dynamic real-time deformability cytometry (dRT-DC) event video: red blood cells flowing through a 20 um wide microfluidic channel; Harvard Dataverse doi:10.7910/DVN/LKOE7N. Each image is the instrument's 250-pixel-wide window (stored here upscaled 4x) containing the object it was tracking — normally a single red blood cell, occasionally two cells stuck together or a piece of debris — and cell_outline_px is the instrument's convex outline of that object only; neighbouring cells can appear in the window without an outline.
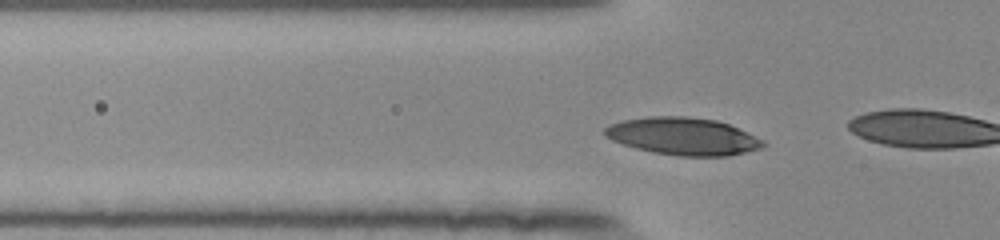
{"species": "human", "species_latin": "Homo sapiens", "temperature_condition": "room temperature", "stored_images_in_passage": 43, "camera_frame_rate_fps": 3000, "um_per_image_px": 0.085, "donor": {"sex": "female"}, "frame": {"image": 1, "passage_image": 14, "time_ms": 4.333, "image_size_px": [1000, 240], "cell_outline_px": [[768, 144], [760, 148], [728, 156], [676, 156], [652, 152], [636, 148], [612, 140], [604, 136], [604, 128], [608, 124], [624, 120], [648, 116], [684, 116], [716, 120], [728, 124], [764, 140]], "centroid_in_image_um": [58.04, 11.58], "position_along_channel_um": 67.8, "area_um2": 34.51}}
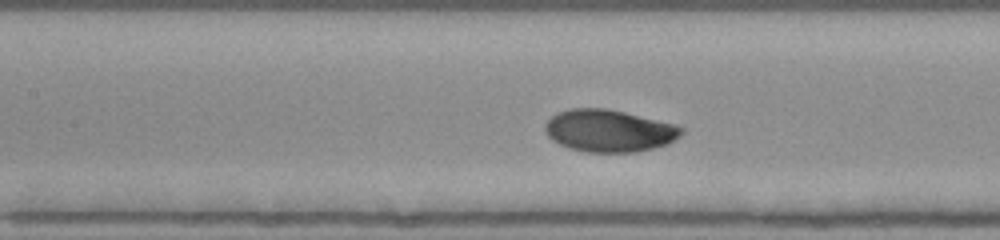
{"frame": {"image": 2, "passage_image": 21, "time_ms": 6.667, "image_size_px": [1000, 240], "cell_outline_px": [[684, 132], [680, 136], [668, 144], [636, 152], [584, 152], [568, 148], [552, 140], [548, 136], [544, 128], [544, 124], [556, 112], [568, 108], [604, 108], [624, 112], [672, 124], [684, 128]], "centroid_in_image_um": [51.73, 11.12], "position_along_channel_um": 155.7, "area_um2": 33.52}}
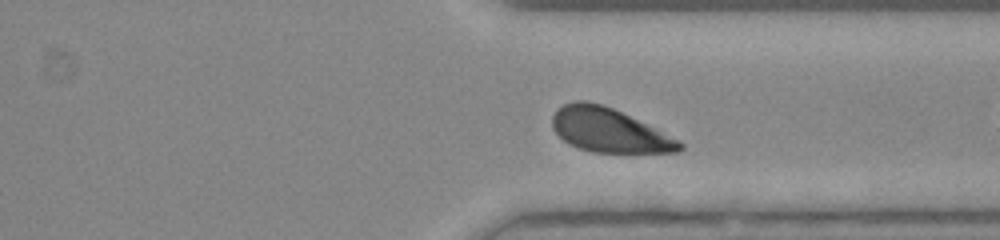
{"frame": {"image": 3, "passage_image": 37, "time_ms": 12.0, "image_size_px": [1000, 240], "cell_outline_px": [[684, 148], [680, 152], [592, 152], [568, 144], [552, 128], [552, 116], [556, 108], [564, 104], [576, 100], [584, 100], [600, 104], [612, 108], [684, 144]], "centroid_in_image_um": [51.67, 11.07], "position_along_channel_um": 359.7, "area_um2": 31.85}}